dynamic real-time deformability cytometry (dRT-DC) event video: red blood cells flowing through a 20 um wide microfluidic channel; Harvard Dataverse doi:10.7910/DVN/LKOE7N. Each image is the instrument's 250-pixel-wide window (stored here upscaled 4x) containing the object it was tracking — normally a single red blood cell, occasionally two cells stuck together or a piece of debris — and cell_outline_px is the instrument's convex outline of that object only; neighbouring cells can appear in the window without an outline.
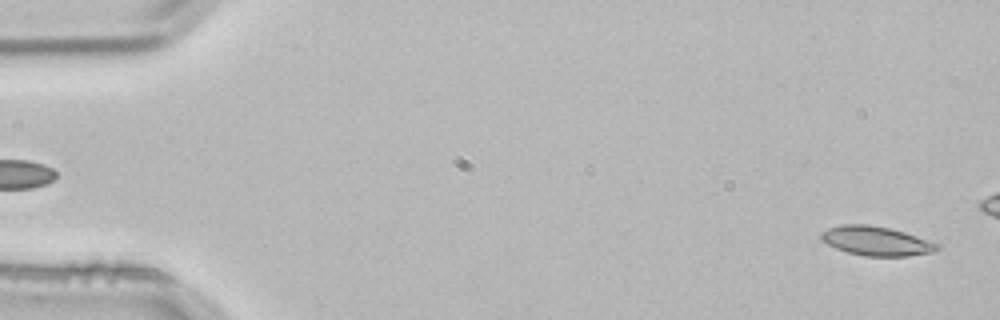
{"species": "common noctule bat (a hibernating species)", "species_latin": "Nyctalus noctula", "temperature_condition": "room temperature", "stored_images_in_passage": 3, "camera_frame_rate_fps": 3000, "um_per_image_px": 0.085, "animal": {"sex": "male", "body_mass_g": 21.5, "forearm_length_mm": 52.0}, "frame": {"image": 1, "passage_image": 3, "time_ms": 0.667, "image_size_px": [1000, 320], "cell_outline_px": [[940, 248], [936, 252], [908, 256], [864, 256], [848, 252], [836, 248], [820, 240], [820, 232], [828, 228], [840, 224], [868, 224], [888, 228], [904, 232], [940, 244]], "centroid_in_image_um": [74.48, 20.48], "position_along_channel_um": 10.5, "area_um2": 19.88}}